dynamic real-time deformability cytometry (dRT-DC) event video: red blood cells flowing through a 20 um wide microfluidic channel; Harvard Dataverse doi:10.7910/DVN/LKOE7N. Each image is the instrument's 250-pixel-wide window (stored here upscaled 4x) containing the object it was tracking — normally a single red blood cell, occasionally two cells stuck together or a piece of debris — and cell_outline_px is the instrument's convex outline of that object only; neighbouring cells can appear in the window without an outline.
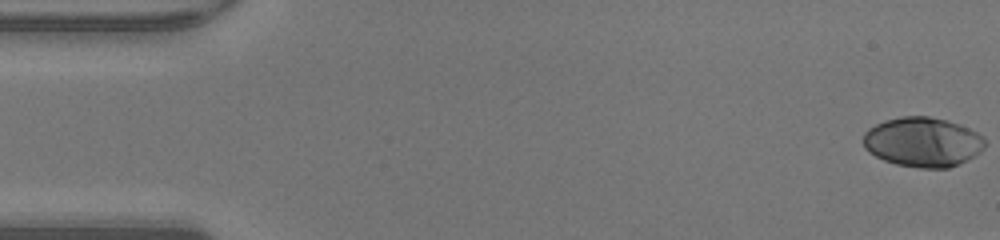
{"species": "human", "species_latin": "Homo sapiens", "temperature_condition": "warm", "stored_images_in_passage": 16, "camera_frame_rate_fps": 3000, "um_per_image_px": 0.085, "donor": {"sex": "male"}, "frame": {"image": 1, "passage_image": 1, "time_ms": 0.0, "image_size_px": [1000, 240], "cell_outline_px": [[984, 148], [980, 152], [948, 168], [920, 168], [896, 164], [884, 160], [868, 152], [864, 148], [864, 132], [876, 124], [888, 120], [904, 116], [928, 116], [944, 120], [956, 124], [976, 132], [984, 140]], "centroid_in_image_um": [78.39, 12.08], "position_along_channel_um": 6.6, "area_um2": 34.51}}
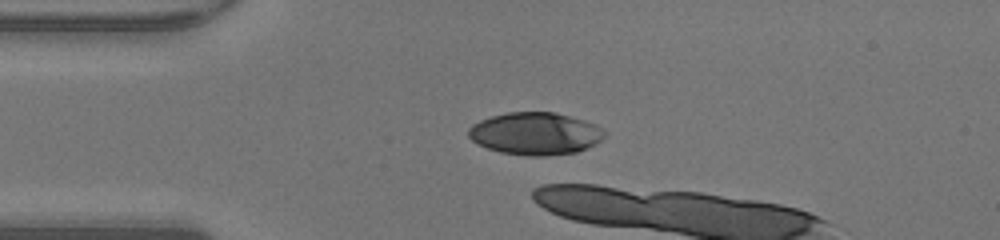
{"frame": {"image": 2, "passage_image": 12, "time_ms": 3.667, "image_size_px": [1000, 240], "cell_outline_px": [[604, 136], [600, 140], [576, 152], [548, 156], [524, 156], [500, 152], [488, 148], [472, 140], [468, 136], [468, 128], [472, 124], [480, 120], [492, 116], [508, 112], [552, 112], [584, 120], [600, 128], [604, 132]], "centroid_in_image_um": [45.44, 11.36], "position_along_channel_um": 39.6, "area_um2": 33.23}}